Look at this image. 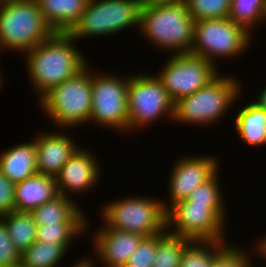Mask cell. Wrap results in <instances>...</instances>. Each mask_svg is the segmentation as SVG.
I'll list each match as a JSON object with an SVG mask.
<instances>
[{
    "label": "cell",
    "mask_w": 266,
    "mask_h": 267,
    "mask_svg": "<svg viewBox=\"0 0 266 267\" xmlns=\"http://www.w3.org/2000/svg\"><path fill=\"white\" fill-rule=\"evenodd\" d=\"M228 18L252 34L258 24L266 23V0H231Z\"/></svg>",
    "instance_id": "25"
},
{
    "label": "cell",
    "mask_w": 266,
    "mask_h": 267,
    "mask_svg": "<svg viewBox=\"0 0 266 267\" xmlns=\"http://www.w3.org/2000/svg\"><path fill=\"white\" fill-rule=\"evenodd\" d=\"M61 131L40 132L35 135L37 174L56 177L62 166L79 146L71 135Z\"/></svg>",
    "instance_id": "16"
},
{
    "label": "cell",
    "mask_w": 266,
    "mask_h": 267,
    "mask_svg": "<svg viewBox=\"0 0 266 267\" xmlns=\"http://www.w3.org/2000/svg\"><path fill=\"white\" fill-rule=\"evenodd\" d=\"M20 255L8 235L4 222L0 219V267L20 264Z\"/></svg>",
    "instance_id": "32"
},
{
    "label": "cell",
    "mask_w": 266,
    "mask_h": 267,
    "mask_svg": "<svg viewBox=\"0 0 266 267\" xmlns=\"http://www.w3.org/2000/svg\"><path fill=\"white\" fill-rule=\"evenodd\" d=\"M32 139L0 153V171L14 184L37 174L36 144Z\"/></svg>",
    "instance_id": "17"
},
{
    "label": "cell",
    "mask_w": 266,
    "mask_h": 267,
    "mask_svg": "<svg viewBox=\"0 0 266 267\" xmlns=\"http://www.w3.org/2000/svg\"><path fill=\"white\" fill-rule=\"evenodd\" d=\"M90 64L74 77L54 87L38 105L60 130L89 123L92 108Z\"/></svg>",
    "instance_id": "5"
},
{
    "label": "cell",
    "mask_w": 266,
    "mask_h": 267,
    "mask_svg": "<svg viewBox=\"0 0 266 267\" xmlns=\"http://www.w3.org/2000/svg\"><path fill=\"white\" fill-rule=\"evenodd\" d=\"M15 211V184L0 171V217Z\"/></svg>",
    "instance_id": "33"
},
{
    "label": "cell",
    "mask_w": 266,
    "mask_h": 267,
    "mask_svg": "<svg viewBox=\"0 0 266 267\" xmlns=\"http://www.w3.org/2000/svg\"><path fill=\"white\" fill-rule=\"evenodd\" d=\"M45 21L55 32H68L89 0H35Z\"/></svg>",
    "instance_id": "21"
},
{
    "label": "cell",
    "mask_w": 266,
    "mask_h": 267,
    "mask_svg": "<svg viewBox=\"0 0 266 267\" xmlns=\"http://www.w3.org/2000/svg\"><path fill=\"white\" fill-rule=\"evenodd\" d=\"M87 256L86 258L83 257L81 260L77 261L72 267H90V257Z\"/></svg>",
    "instance_id": "37"
},
{
    "label": "cell",
    "mask_w": 266,
    "mask_h": 267,
    "mask_svg": "<svg viewBox=\"0 0 266 267\" xmlns=\"http://www.w3.org/2000/svg\"><path fill=\"white\" fill-rule=\"evenodd\" d=\"M158 234L144 237L124 267H152L156 257Z\"/></svg>",
    "instance_id": "31"
},
{
    "label": "cell",
    "mask_w": 266,
    "mask_h": 267,
    "mask_svg": "<svg viewBox=\"0 0 266 267\" xmlns=\"http://www.w3.org/2000/svg\"><path fill=\"white\" fill-rule=\"evenodd\" d=\"M246 104L235 114L236 134L249 147L266 146V109L254 101Z\"/></svg>",
    "instance_id": "20"
},
{
    "label": "cell",
    "mask_w": 266,
    "mask_h": 267,
    "mask_svg": "<svg viewBox=\"0 0 266 267\" xmlns=\"http://www.w3.org/2000/svg\"><path fill=\"white\" fill-rule=\"evenodd\" d=\"M58 195L55 177L35 174L15 184V211L30 212Z\"/></svg>",
    "instance_id": "18"
},
{
    "label": "cell",
    "mask_w": 266,
    "mask_h": 267,
    "mask_svg": "<svg viewBox=\"0 0 266 267\" xmlns=\"http://www.w3.org/2000/svg\"><path fill=\"white\" fill-rule=\"evenodd\" d=\"M237 80L230 74L225 76L219 73L203 88L177 100L174 103L172 122L197 127H209L219 122L241 97L243 86Z\"/></svg>",
    "instance_id": "3"
},
{
    "label": "cell",
    "mask_w": 266,
    "mask_h": 267,
    "mask_svg": "<svg viewBox=\"0 0 266 267\" xmlns=\"http://www.w3.org/2000/svg\"><path fill=\"white\" fill-rule=\"evenodd\" d=\"M251 36L229 18L198 20L195 21L191 53L209 60L219 69L218 58L230 60L243 56L251 46Z\"/></svg>",
    "instance_id": "9"
},
{
    "label": "cell",
    "mask_w": 266,
    "mask_h": 267,
    "mask_svg": "<svg viewBox=\"0 0 266 267\" xmlns=\"http://www.w3.org/2000/svg\"><path fill=\"white\" fill-rule=\"evenodd\" d=\"M141 7H147L152 5H159V4H169L173 2H177L179 0H138Z\"/></svg>",
    "instance_id": "35"
},
{
    "label": "cell",
    "mask_w": 266,
    "mask_h": 267,
    "mask_svg": "<svg viewBox=\"0 0 266 267\" xmlns=\"http://www.w3.org/2000/svg\"><path fill=\"white\" fill-rule=\"evenodd\" d=\"M138 0H89L74 26L67 32L76 41L95 36L120 34L128 27L140 28Z\"/></svg>",
    "instance_id": "7"
},
{
    "label": "cell",
    "mask_w": 266,
    "mask_h": 267,
    "mask_svg": "<svg viewBox=\"0 0 266 267\" xmlns=\"http://www.w3.org/2000/svg\"><path fill=\"white\" fill-rule=\"evenodd\" d=\"M218 174L219 172L205 183L197 186L187 200L194 204H225L224 196H222L223 191H221L223 189L220 188L221 180Z\"/></svg>",
    "instance_id": "29"
},
{
    "label": "cell",
    "mask_w": 266,
    "mask_h": 267,
    "mask_svg": "<svg viewBox=\"0 0 266 267\" xmlns=\"http://www.w3.org/2000/svg\"><path fill=\"white\" fill-rule=\"evenodd\" d=\"M74 200L59 194L29 213L37 225L87 224L85 211Z\"/></svg>",
    "instance_id": "19"
},
{
    "label": "cell",
    "mask_w": 266,
    "mask_h": 267,
    "mask_svg": "<svg viewBox=\"0 0 266 267\" xmlns=\"http://www.w3.org/2000/svg\"><path fill=\"white\" fill-rule=\"evenodd\" d=\"M226 204H194L187 199L167 211V231L190 240L223 241L225 239ZM224 231V232H223Z\"/></svg>",
    "instance_id": "8"
},
{
    "label": "cell",
    "mask_w": 266,
    "mask_h": 267,
    "mask_svg": "<svg viewBox=\"0 0 266 267\" xmlns=\"http://www.w3.org/2000/svg\"><path fill=\"white\" fill-rule=\"evenodd\" d=\"M97 230L93 233L91 247L103 267H124L144 238L137 233L111 229L104 225Z\"/></svg>",
    "instance_id": "15"
},
{
    "label": "cell",
    "mask_w": 266,
    "mask_h": 267,
    "mask_svg": "<svg viewBox=\"0 0 266 267\" xmlns=\"http://www.w3.org/2000/svg\"><path fill=\"white\" fill-rule=\"evenodd\" d=\"M75 42L67 32H54L23 55L29 81L38 92V101L89 64Z\"/></svg>",
    "instance_id": "1"
},
{
    "label": "cell",
    "mask_w": 266,
    "mask_h": 267,
    "mask_svg": "<svg viewBox=\"0 0 266 267\" xmlns=\"http://www.w3.org/2000/svg\"><path fill=\"white\" fill-rule=\"evenodd\" d=\"M255 248L256 249H253L254 253L257 255H259V257L263 260L266 259V235L262 236L260 239L258 238V242L256 241L255 243ZM258 252V253H257Z\"/></svg>",
    "instance_id": "34"
},
{
    "label": "cell",
    "mask_w": 266,
    "mask_h": 267,
    "mask_svg": "<svg viewBox=\"0 0 266 267\" xmlns=\"http://www.w3.org/2000/svg\"><path fill=\"white\" fill-rule=\"evenodd\" d=\"M69 250L62 244L34 242L20 255L22 267H58Z\"/></svg>",
    "instance_id": "24"
},
{
    "label": "cell",
    "mask_w": 266,
    "mask_h": 267,
    "mask_svg": "<svg viewBox=\"0 0 266 267\" xmlns=\"http://www.w3.org/2000/svg\"><path fill=\"white\" fill-rule=\"evenodd\" d=\"M194 21L228 18L231 0H185Z\"/></svg>",
    "instance_id": "28"
},
{
    "label": "cell",
    "mask_w": 266,
    "mask_h": 267,
    "mask_svg": "<svg viewBox=\"0 0 266 267\" xmlns=\"http://www.w3.org/2000/svg\"><path fill=\"white\" fill-rule=\"evenodd\" d=\"M127 97L128 133L142 130L162 116L173 120L174 102L156 74L129 75Z\"/></svg>",
    "instance_id": "10"
},
{
    "label": "cell",
    "mask_w": 266,
    "mask_h": 267,
    "mask_svg": "<svg viewBox=\"0 0 266 267\" xmlns=\"http://www.w3.org/2000/svg\"><path fill=\"white\" fill-rule=\"evenodd\" d=\"M90 151L80 146L62 166L55 177L58 194L73 199L72 195L85 194L96 188L102 171L95 153Z\"/></svg>",
    "instance_id": "14"
},
{
    "label": "cell",
    "mask_w": 266,
    "mask_h": 267,
    "mask_svg": "<svg viewBox=\"0 0 266 267\" xmlns=\"http://www.w3.org/2000/svg\"><path fill=\"white\" fill-rule=\"evenodd\" d=\"M211 155H196L181 157L173 164L169 176L168 202L162 204L167 211L175 203L187 199L199 185L211 179L219 170V160Z\"/></svg>",
    "instance_id": "13"
},
{
    "label": "cell",
    "mask_w": 266,
    "mask_h": 267,
    "mask_svg": "<svg viewBox=\"0 0 266 267\" xmlns=\"http://www.w3.org/2000/svg\"><path fill=\"white\" fill-rule=\"evenodd\" d=\"M100 207L105 227L150 237L167 229L166 210L162 199L131 195L112 200Z\"/></svg>",
    "instance_id": "6"
},
{
    "label": "cell",
    "mask_w": 266,
    "mask_h": 267,
    "mask_svg": "<svg viewBox=\"0 0 266 267\" xmlns=\"http://www.w3.org/2000/svg\"><path fill=\"white\" fill-rule=\"evenodd\" d=\"M88 224L89 222L87 224L37 225L36 241L62 244L69 250L73 239L78 236L80 238L85 231L88 232Z\"/></svg>",
    "instance_id": "27"
},
{
    "label": "cell",
    "mask_w": 266,
    "mask_h": 267,
    "mask_svg": "<svg viewBox=\"0 0 266 267\" xmlns=\"http://www.w3.org/2000/svg\"><path fill=\"white\" fill-rule=\"evenodd\" d=\"M192 240L167 231L158 234L156 257L152 267H179L185 247Z\"/></svg>",
    "instance_id": "26"
},
{
    "label": "cell",
    "mask_w": 266,
    "mask_h": 267,
    "mask_svg": "<svg viewBox=\"0 0 266 267\" xmlns=\"http://www.w3.org/2000/svg\"><path fill=\"white\" fill-rule=\"evenodd\" d=\"M170 56L156 75L174 103L203 88L221 73L199 55L183 53Z\"/></svg>",
    "instance_id": "12"
},
{
    "label": "cell",
    "mask_w": 266,
    "mask_h": 267,
    "mask_svg": "<svg viewBox=\"0 0 266 267\" xmlns=\"http://www.w3.org/2000/svg\"><path fill=\"white\" fill-rule=\"evenodd\" d=\"M194 31L185 0L141 8L139 32L156 49L171 55L191 53Z\"/></svg>",
    "instance_id": "2"
},
{
    "label": "cell",
    "mask_w": 266,
    "mask_h": 267,
    "mask_svg": "<svg viewBox=\"0 0 266 267\" xmlns=\"http://www.w3.org/2000/svg\"><path fill=\"white\" fill-rule=\"evenodd\" d=\"M257 96L258 97L255 98L256 100L254 102L257 103L260 107L266 109V86Z\"/></svg>",
    "instance_id": "36"
},
{
    "label": "cell",
    "mask_w": 266,
    "mask_h": 267,
    "mask_svg": "<svg viewBox=\"0 0 266 267\" xmlns=\"http://www.w3.org/2000/svg\"><path fill=\"white\" fill-rule=\"evenodd\" d=\"M0 68H1V67H0ZM2 76H3V74H2V70H0V90H1L2 85H3L2 83H4V82H3V77H2Z\"/></svg>",
    "instance_id": "38"
},
{
    "label": "cell",
    "mask_w": 266,
    "mask_h": 267,
    "mask_svg": "<svg viewBox=\"0 0 266 267\" xmlns=\"http://www.w3.org/2000/svg\"><path fill=\"white\" fill-rule=\"evenodd\" d=\"M15 248L22 253L36 242L37 224L29 212H11L0 217Z\"/></svg>",
    "instance_id": "22"
},
{
    "label": "cell",
    "mask_w": 266,
    "mask_h": 267,
    "mask_svg": "<svg viewBox=\"0 0 266 267\" xmlns=\"http://www.w3.org/2000/svg\"><path fill=\"white\" fill-rule=\"evenodd\" d=\"M11 267H22L21 264L15 265V266H11Z\"/></svg>",
    "instance_id": "40"
},
{
    "label": "cell",
    "mask_w": 266,
    "mask_h": 267,
    "mask_svg": "<svg viewBox=\"0 0 266 267\" xmlns=\"http://www.w3.org/2000/svg\"><path fill=\"white\" fill-rule=\"evenodd\" d=\"M229 243L226 240H192L183 251L179 267H213L215 259Z\"/></svg>",
    "instance_id": "23"
},
{
    "label": "cell",
    "mask_w": 266,
    "mask_h": 267,
    "mask_svg": "<svg viewBox=\"0 0 266 267\" xmlns=\"http://www.w3.org/2000/svg\"><path fill=\"white\" fill-rule=\"evenodd\" d=\"M4 3V0H0V6Z\"/></svg>",
    "instance_id": "41"
},
{
    "label": "cell",
    "mask_w": 266,
    "mask_h": 267,
    "mask_svg": "<svg viewBox=\"0 0 266 267\" xmlns=\"http://www.w3.org/2000/svg\"><path fill=\"white\" fill-rule=\"evenodd\" d=\"M92 259H94V258H92V257H90V267H96L97 265H95V259L94 260H92Z\"/></svg>",
    "instance_id": "39"
},
{
    "label": "cell",
    "mask_w": 266,
    "mask_h": 267,
    "mask_svg": "<svg viewBox=\"0 0 266 267\" xmlns=\"http://www.w3.org/2000/svg\"><path fill=\"white\" fill-rule=\"evenodd\" d=\"M252 250L229 244L215 259L213 267H255Z\"/></svg>",
    "instance_id": "30"
},
{
    "label": "cell",
    "mask_w": 266,
    "mask_h": 267,
    "mask_svg": "<svg viewBox=\"0 0 266 267\" xmlns=\"http://www.w3.org/2000/svg\"><path fill=\"white\" fill-rule=\"evenodd\" d=\"M54 32L35 0L4 1L0 6V52L8 49L24 55Z\"/></svg>",
    "instance_id": "4"
},
{
    "label": "cell",
    "mask_w": 266,
    "mask_h": 267,
    "mask_svg": "<svg viewBox=\"0 0 266 267\" xmlns=\"http://www.w3.org/2000/svg\"><path fill=\"white\" fill-rule=\"evenodd\" d=\"M124 76L92 71V108L89 124L128 133L129 77Z\"/></svg>",
    "instance_id": "11"
}]
</instances>
